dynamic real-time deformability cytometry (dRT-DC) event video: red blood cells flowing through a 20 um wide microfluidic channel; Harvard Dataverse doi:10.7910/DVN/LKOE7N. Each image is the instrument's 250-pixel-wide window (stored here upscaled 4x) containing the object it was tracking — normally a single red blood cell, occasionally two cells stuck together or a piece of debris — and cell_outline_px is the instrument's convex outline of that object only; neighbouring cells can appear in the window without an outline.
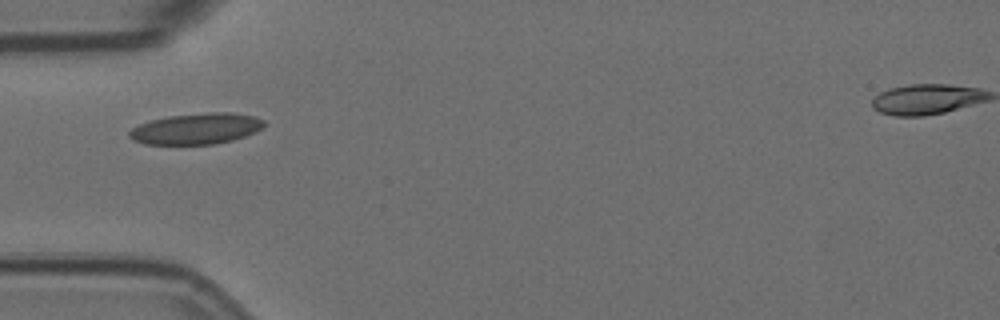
{"species": "Egyptian fruit bat (a non-hibernating species)", "species_latin": "Rousettus aegyptiacus", "temperature_condition": "room temperature", "stored_images_in_passage": 4, "camera_frame_rate_fps": 3000, "um_per_image_px": 0.085, "animal": {"sex": "female"}, "frame": {"image": 1, "passage_image": 4, "time_ms": 1.0, "image_size_px": [1000, 320], "cell_outline_px": [[264, 124], [260, 128], [244, 136], [232, 140], [212, 144], [144, 144], [132, 140], [128, 136], [128, 132], [132, 128], [140, 124], [152, 120], [168, 116], [208, 112], [232, 112], [252, 116], [264, 120]], "centroid_in_image_um": [16.63, 10.94], "position_along_channel_um": 68.4, "area_um2": 24.1}}